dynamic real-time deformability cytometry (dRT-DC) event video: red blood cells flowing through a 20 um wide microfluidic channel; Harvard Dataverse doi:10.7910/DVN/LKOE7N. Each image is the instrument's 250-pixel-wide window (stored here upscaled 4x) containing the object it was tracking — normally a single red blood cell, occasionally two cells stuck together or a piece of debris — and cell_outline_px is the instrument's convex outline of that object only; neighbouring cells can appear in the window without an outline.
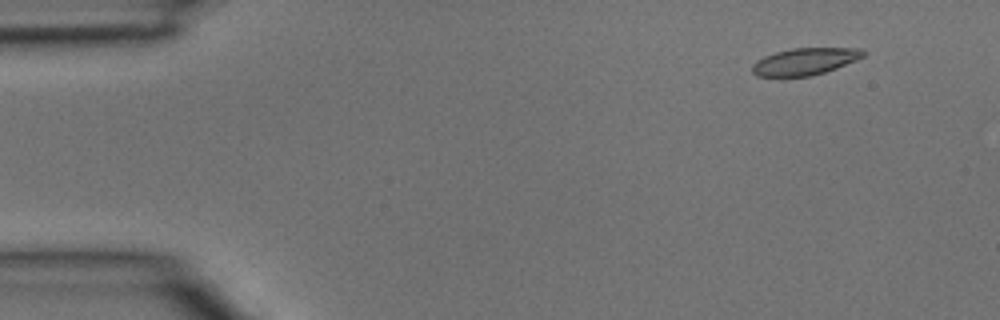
{"species": "common noctule bat (a hibernating species)", "species_latin": "Nyctalus noctula", "temperature_condition": "room temperature", "stored_images_in_passage": 4, "camera_frame_rate_fps": 3000, "um_per_image_px": 0.085, "animal": {"sex": "male", "body_mass_g": 15.6}, "frame": {"image": 1, "passage_image": 2, "time_ms": 0.333, "image_size_px": [1000, 320], "cell_outline_px": [[868, 52], [864, 56], [856, 60], [836, 68], [812, 76], [756, 76], [752, 72], [752, 64], [756, 60], [764, 56], [776, 52], [792, 48], [864, 48]], "centroid_in_image_um": [68.44, 5.21], "position_along_channel_um": 16.6, "area_um2": 17.51}}
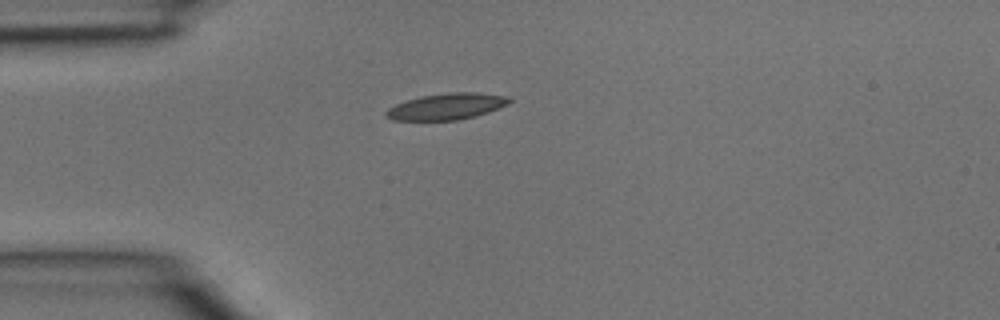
{"frame": {"image": 2, "passage_image": 4, "time_ms": 1.0, "image_size_px": [1000, 320], "cell_outline_px": [[512, 100], [508, 104], [488, 112], [456, 120], [392, 120], [384, 116], [384, 112], [388, 108], [396, 104], [420, 96], [448, 92], [476, 92], [508, 96]], "centroid_in_image_um": [37.94, 9.04], "position_along_channel_um": 47.1, "area_um2": 18.84}}